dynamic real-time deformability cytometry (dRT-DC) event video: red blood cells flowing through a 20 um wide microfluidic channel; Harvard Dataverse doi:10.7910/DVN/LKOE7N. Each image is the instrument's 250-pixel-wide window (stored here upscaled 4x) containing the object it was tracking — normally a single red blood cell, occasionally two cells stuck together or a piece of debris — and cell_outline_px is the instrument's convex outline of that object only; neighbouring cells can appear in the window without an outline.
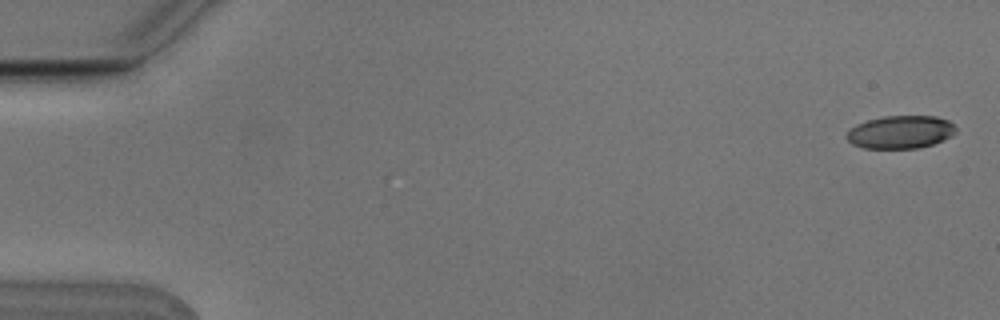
{"species": "Egyptian fruit bat (a non-hibernating species)", "species_latin": "Rousettus aegyptiacus", "temperature_condition": "cold", "stored_images_in_passage": 6, "camera_frame_rate_fps": 3000, "um_per_image_px": 0.085, "animal": {"sex": "male"}, "frame": {"image": 1, "passage_image": 1, "time_ms": 0.0, "image_size_px": [1000, 320], "cell_outline_px": [[956, 132], [952, 136], [944, 140], [920, 148], [864, 148], [852, 144], [844, 136], [848, 128], [856, 124], [868, 120], [884, 116], [936, 116], [948, 120], [956, 128]], "centroid_in_image_um": [76.52, 11.22], "position_along_channel_um": 8.5, "area_um2": 21.15}}
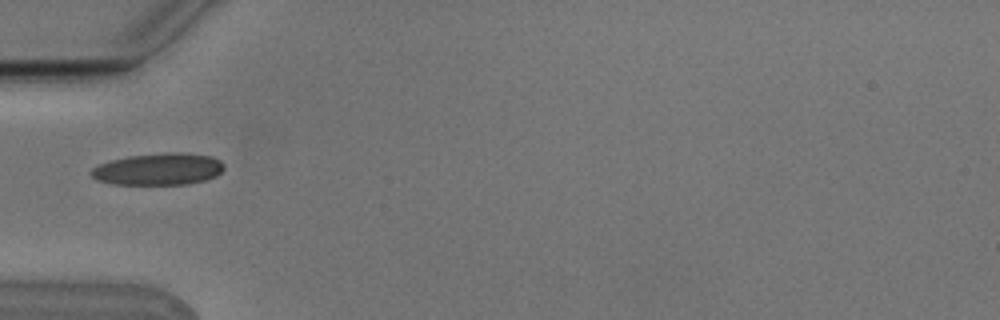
{"frame": {"image": 2, "passage_image": 5, "time_ms": 1.333, "image_size_px": [1000, 320], "cell_outline_px": [[224, 168], [216, 176], [204, 180], [188, 184], [112, 184], [96, 180], [88, 172], [92, 168], [100, 164], [112, 160], [128, 156], [164, 152], [180, 152], [212, 156], [220, 160], [224, 164]], "centroid_in_image_um": [13.46, 14.37], "position_along_channel_um": 71.5, "area_um2": 24.8}}